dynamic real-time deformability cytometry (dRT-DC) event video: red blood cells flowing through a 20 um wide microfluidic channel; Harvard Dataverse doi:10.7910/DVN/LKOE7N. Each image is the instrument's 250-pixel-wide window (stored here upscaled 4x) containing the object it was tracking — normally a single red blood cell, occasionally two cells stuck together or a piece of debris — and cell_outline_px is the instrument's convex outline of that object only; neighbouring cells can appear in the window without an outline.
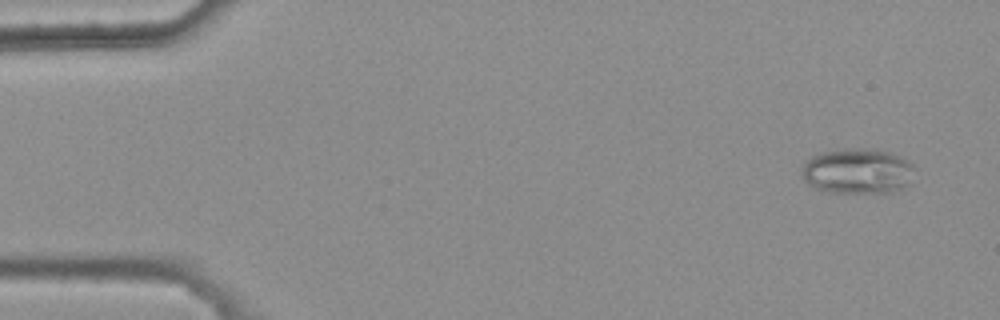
{"species": "common noctule bat (a hibernating species)", "species_latin": "Nyctalus noctula", "temperature_condition": "warm", "stored_images_in_passage": 4, "camera_frame_rate_fps": 3000, "um_per_image_px": 0.085, "animal": {"sex": "female", "body_mass_g": 25.1}, "frame": {"image": 1, "passage_image": 1, "time_ms": 0.0, "image_size_px": [1000, 320], "cell_outline_px": [[916, 168], [908, 184], [892, 192], [828, 192], [816, 188], [808, 184], [804, 180], [800, 172], [800, 168], [812, 156], [820, 152], [856, 148], [864, 148], [888, 152], [900, 156], [912, 164]], "centroid_in_image_um": [72.87, 14.54], "position_along_channel_um": 12.1, "area_um2": 29.71}}